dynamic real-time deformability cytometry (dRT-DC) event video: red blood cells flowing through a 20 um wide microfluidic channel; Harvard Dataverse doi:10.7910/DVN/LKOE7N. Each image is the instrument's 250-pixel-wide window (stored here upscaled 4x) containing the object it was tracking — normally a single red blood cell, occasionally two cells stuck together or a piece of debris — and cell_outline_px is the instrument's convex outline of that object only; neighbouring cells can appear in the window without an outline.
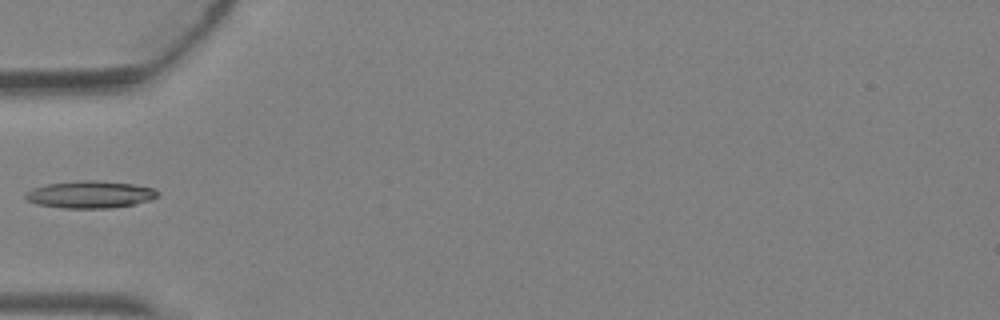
{"species": "Egyptian fruit bat (a non-hibernating species)", "species_latin": "Rousettus aegyptiacus", "temperature_condition": "warm", "stored_images_in_passage": 5, "camera_frame_rate_fps": 3000, "um_per_image_px": 0.085, "animal": {"sex": "female"}, "frame": {"image": 1, "passage_image": 5, "time_ms": 1.333, "image_size_px": [1000, 320], "cell_outline_px": [[160, 196], [136, 204], [112, 208], [64, 208], [36, 204], [28, 200], [24, 196], [24, 192], [32, 188], [48, 184], [84, 180], [96, 180], [132, 184], [156, 188], [160, 192]], "centroid_in_image_um": [7.69, 16.53], "position_along_channel_um": 77.3, "area_um2": 21.1}}